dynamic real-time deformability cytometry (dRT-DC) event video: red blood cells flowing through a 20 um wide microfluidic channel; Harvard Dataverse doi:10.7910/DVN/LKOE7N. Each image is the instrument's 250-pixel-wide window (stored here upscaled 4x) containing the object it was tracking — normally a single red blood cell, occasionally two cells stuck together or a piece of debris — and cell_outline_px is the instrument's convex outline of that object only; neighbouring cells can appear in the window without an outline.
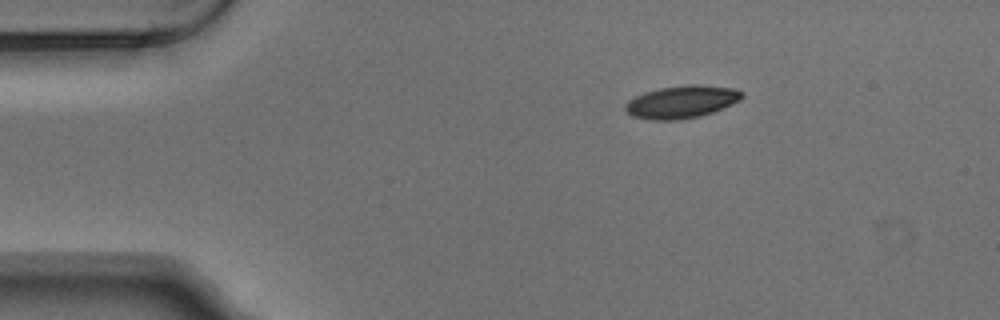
{"species": "Egyptian fruit bat (a non-hibernating species)", "species_latin": "Rousettus aegyptiacus", "temperature_condition": "warm", "stored_images_in_passage": 2, "camera_frame_rate_fps": 3000, "um_per_image_px": 0.085, "animal": {"sex": "male"}, "frame": {"image": 1, "passage_image": 1, "time_ms": 0.0, "image_size_px": [1000, 320], "cell_outline_px": [[744, 96], [740, 100], [732, 104], [712, 112], [700, 116], [676, 120], [648, 120], [632, 116], [624, 108], [624, 104], [628, 100], [644, 92], [660, 88], [688, 84], [700, 84], [732, 88], [744, 92]], "centroid_in_image_um": [57.93, 8.65], "position_along_channel_um": 27.1, "area_um2": 22.25}}